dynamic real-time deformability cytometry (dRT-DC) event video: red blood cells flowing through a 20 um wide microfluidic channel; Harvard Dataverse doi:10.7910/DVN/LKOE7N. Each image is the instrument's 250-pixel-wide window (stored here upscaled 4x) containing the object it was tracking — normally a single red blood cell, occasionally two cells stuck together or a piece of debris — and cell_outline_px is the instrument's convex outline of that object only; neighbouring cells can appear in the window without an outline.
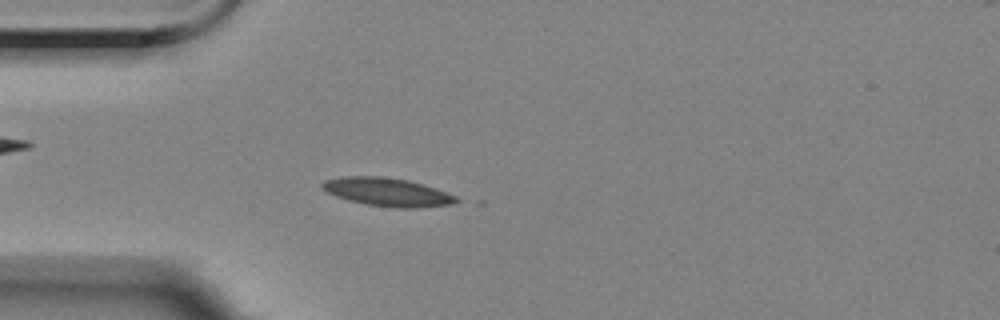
{"species": "Egyptian fruit bat (a non-hibernating species)", "species_latin": "Rousettus aegyptiacus", "temperature_condition": "room temperature", "stored_images_in_passage": 3, "camera_frame_rate_fps": 3000, "um_per_image_px": 0.085, "animal": {"sex": "female"}, "frame": {"image": 1, "passage_image": 3, "time_ms": 2.333, "image_size_px": [1000, 320], "cell_outline_px": [[460, 200], [452, 204], [416, 208], [396, 208], [368, 204], [348, 200], [336, 196], [320, 188], [320, 184], [324, 180], [344, 176], [380, 176], [408, 180], [436, 188], [456, 196]], "centroid_in_image_um": [32.91, 16.32], "position_along_channel_um": 52.1, "area_um2": 22.08}}